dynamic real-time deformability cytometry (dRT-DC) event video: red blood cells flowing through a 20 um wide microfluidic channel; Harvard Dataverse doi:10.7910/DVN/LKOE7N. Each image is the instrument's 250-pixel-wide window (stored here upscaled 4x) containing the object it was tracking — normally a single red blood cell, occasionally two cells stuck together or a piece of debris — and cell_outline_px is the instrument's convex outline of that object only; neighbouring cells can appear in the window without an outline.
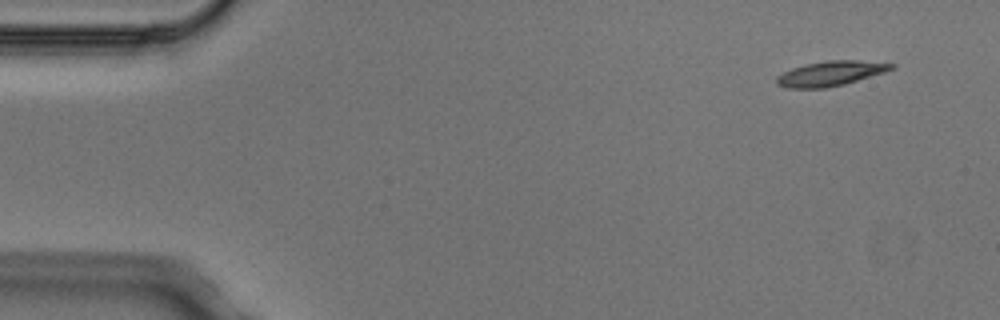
{"species": "Egyptian fruit bat (a non-hibernating species)", "species_latin": "Rousettus aegyptiacus", "temperature_condition": "cold", "stored_images_in_passage": 4, "camera_frame_rate_fps": 3000, "um_per_image_px": 0.085, "animal": {"sex": "male"}, "frame": {"image": 1, "passage_image": 1, "time_ms": 0.0, "image_size_px": [1000, 320], "cell_outline_px": [[896, 68], [884, 72], [844, 84], [824, 88], [784, 88], [776, 84], [776, 76], [792, 68], [804, 64], [828, 60], [856, 60], [896, 64]], "centroid_in_image_um": [70.57, 6.24], "position_along_channel_um": 14.4, "area_um2": 16.59}}
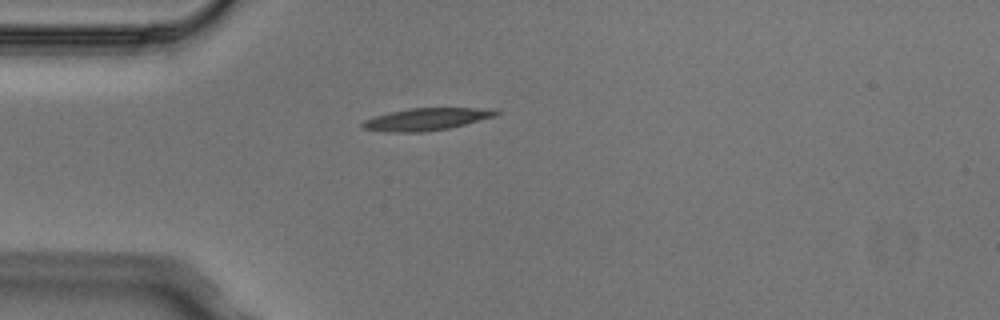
{"frame": {"image": 2, "passage_image": 4, "time_ms": 1.0, "image_size_px": [1000, 320], "cell_outline_px": [[500, 112], [496, 116], [448, 128], [424, 132], [388, 132], [364, 128], [360, 124], [364, 120], [388, 112], [408, 108], [472, 108]], "centroid_in_image_um": [36.16, 10.14], "position_along_channel_um": 48.8, "area_um2": 16.94}}